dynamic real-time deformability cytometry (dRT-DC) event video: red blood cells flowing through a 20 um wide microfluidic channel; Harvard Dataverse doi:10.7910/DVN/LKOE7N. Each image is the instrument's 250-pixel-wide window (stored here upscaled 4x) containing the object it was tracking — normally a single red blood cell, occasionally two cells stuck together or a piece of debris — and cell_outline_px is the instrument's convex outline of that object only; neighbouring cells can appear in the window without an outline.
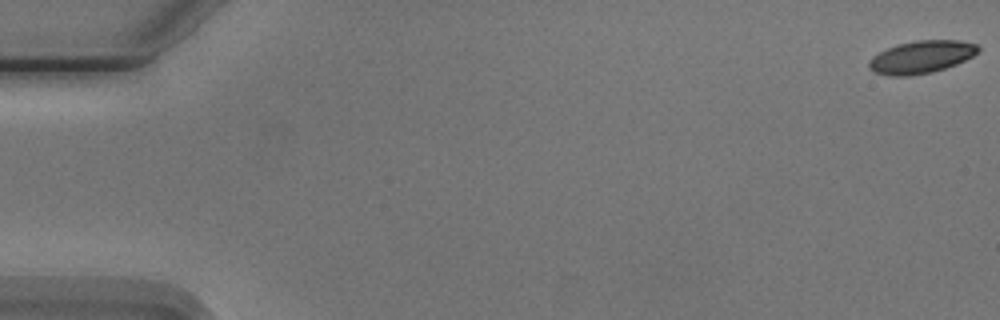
{"species": "Egyptian fruit bat (a non-hibernating species)", "species_latin": "Rousettus aegyptiacus", "temperature_condition": "cold", "stored_images_in_passage": 7, "camera_frame_rate_fps": 3000, "um_per_image_px": 0.085, "animal": {"sex": "male"}, "frame": {"image": 1, "passage_image": 1, "time_ms": 0.0, "image_size_px": [1000, 320], "cell_outline_px": [[980, 52], [956, 64], [932, 72], [912, 76], [888, 76], [872, 72], [868, 68], [868, 60], [872, 56], [888, 48], [900, 44], [916, 40], [956, 40], [976, 44], [980, 48]], "centroid_in_image_um": [78.28, 4.86], "position_along_channel_um": 6.7, "area_um2": 20.81}}
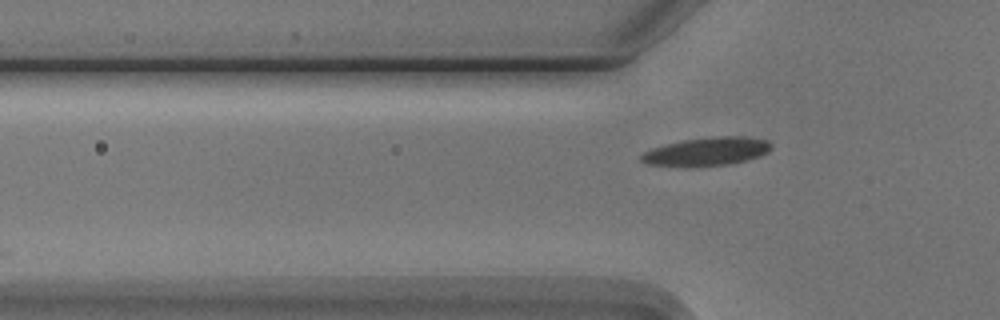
{"frame": {"image": 2, "passage_image": 7, "time_ms": 8.0, "image_size_px": [1000, 320], "cell_outline_px": [[772, 148], [768, 152], [760, 156], [728, 164], [692, 168], [684, 168], [648, 164], [640, 160], [640, 156], [644, 152], [652, 148], [684, 140], [720, 136], [740, 136], [764, 140], [772, 144]], "centroid_in_image_um": [60.04, 12.91], "position_along_channel_um": 65.8, "area_um2": 21.56}}